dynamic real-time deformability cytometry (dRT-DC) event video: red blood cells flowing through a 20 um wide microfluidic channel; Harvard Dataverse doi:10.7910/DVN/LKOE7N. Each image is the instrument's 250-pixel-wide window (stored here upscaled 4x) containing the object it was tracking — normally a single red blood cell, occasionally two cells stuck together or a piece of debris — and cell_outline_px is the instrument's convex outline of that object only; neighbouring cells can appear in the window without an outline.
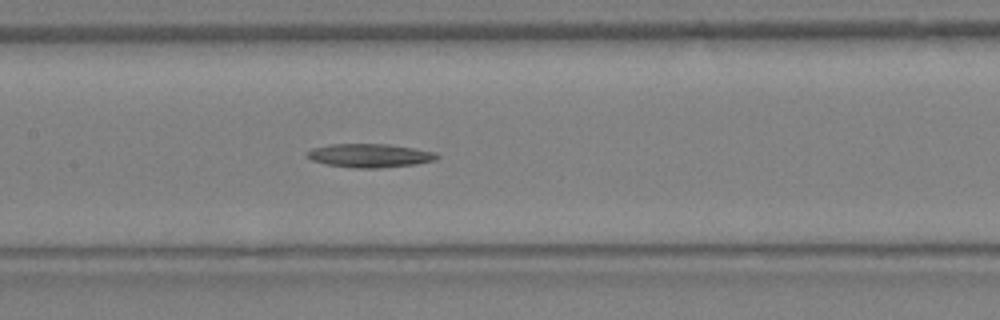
{"species": "Egyptian fruit bat (a non-hibernating species)", "species_latin": "Rousettus aegyptiacus", "temperature_condition": "warm", "stored_images_in_passage": 17, "camera_frame_rate_fps": 3000, "um_per_image_px": 0.085, "animal": {"sex": "female"}, "frame": {"image": 1, "passage_image": 15, "time_ms": 4.667, "image_size_px": [1000, 320], "cell_outline_px": [[440, 156], [436, 160], [416, 164], [380, 168], [352, 168], [328, 164], [312, 160], [308, 156], [308, 152], [312, 148], [328, 144], [388, 144], [436, 152]], "centroid_in_image_um": [31.46, 13.22], "position_along_channel_um": 175.9, "area_um2": 17.8}}
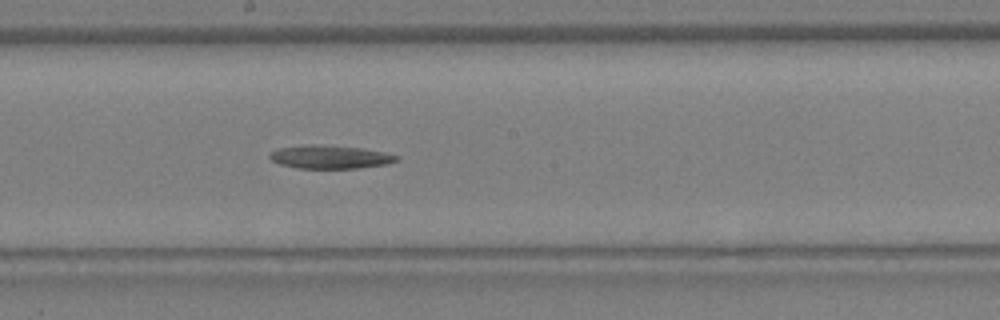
{"frame": {"image": 2, "passage_image": 17, "time_ms": 5.333, "image_size_px": [1000, 320], "cell_outline_px": [[400, 160], [384, 164], [360, 168], [296, 168], [280, 164], [272, 160], [268, 156], [272, 152], [280, 148], [308, 144], [316, 144], [364, 148], [384, 152], [400, 156]], "centroid_in_image_um": [28.09, 13.33], "position_along_channel_um": 220.1, "area_um2": 17.22}}